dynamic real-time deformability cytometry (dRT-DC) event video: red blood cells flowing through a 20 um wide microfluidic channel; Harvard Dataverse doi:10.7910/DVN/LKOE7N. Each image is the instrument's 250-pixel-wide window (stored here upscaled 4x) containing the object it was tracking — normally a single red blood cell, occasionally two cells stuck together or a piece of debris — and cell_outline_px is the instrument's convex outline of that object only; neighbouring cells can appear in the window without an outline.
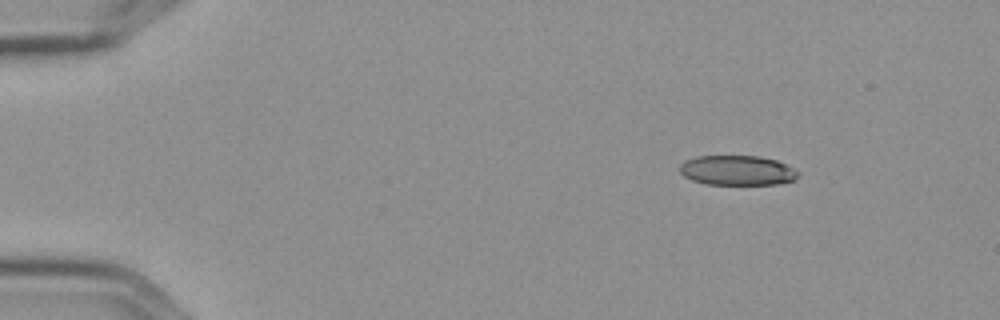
{"species": "Egyptian fruit bat (a non-hibernating species)", "species_latin": "Rousettus aegyptiacus", "temperature_condition": "cold", "stored_images_in_passage": 7, "camera_frame_rate_fps": 3000, "um_per_image_px": 0.085, "frame": {"image": 1, "passage_image": 3, "time_ms": 0.667, "image_size_px": [1000, 320], "cell_outline_px": [[800, 176], [796, 180], [776, 184], [704, 184], [692, 180], [684, 176], [680, 172], [680, 164], [684, 160], [696, 156], [760, 156], [776, 160], [800, 172]], "centroid_in_image_um": [62.67, 14.48], "position_along_channel_um": 22.3, "area_um2": 20.69}}
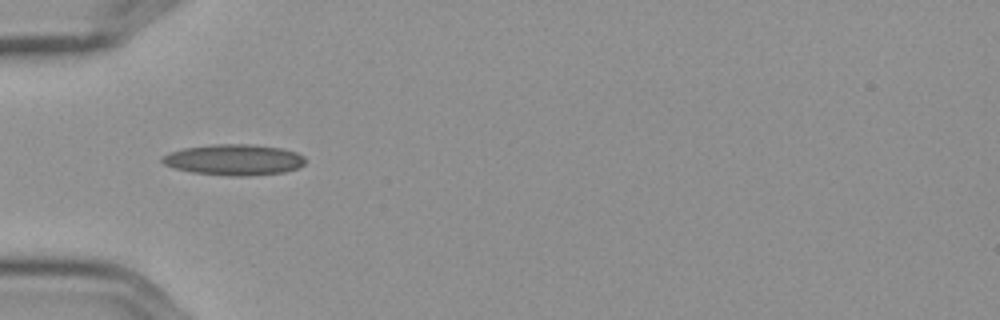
{"frame": {"image": 2, "passage_image": 6, "time_ms": 1.667, "image_size_px": [1000, 320], "cell_outline_px": [[304, 164], [300, 168], [284, 172], [244, 176], [228, 176], [192, 172], [172, 168], [164, 164], [160, 160], [164, 156], [172, 152], [184, 148], [216, 144], [248, 144], [280, 148], [296, 152], [304, 156]], "centroid_in_image_um": [19.9, 13.59], "position_along_channel_um": 65.1, "area_um2": 25.66}}
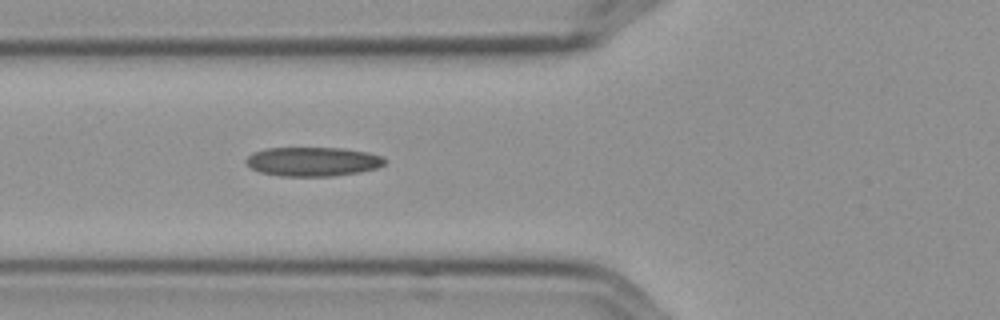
{"frame": {"image": 3, "passage_image": 7, "time_ms": 2.0, "image_size_px": [1000, 320], "cell_outline_px": [[388, 160], [384, 164], [376, 168], [360, 172], [332, 176], [280, 176], [260, 172], [252, 168], [244, 160], [252, 152], [268, 148], [344, 148], [368, 152], [384, 156]], "centroid_in_image_um": [26.62, 13.73], "position_along_channel_um": 99.2, "area_um2": 23.7}}